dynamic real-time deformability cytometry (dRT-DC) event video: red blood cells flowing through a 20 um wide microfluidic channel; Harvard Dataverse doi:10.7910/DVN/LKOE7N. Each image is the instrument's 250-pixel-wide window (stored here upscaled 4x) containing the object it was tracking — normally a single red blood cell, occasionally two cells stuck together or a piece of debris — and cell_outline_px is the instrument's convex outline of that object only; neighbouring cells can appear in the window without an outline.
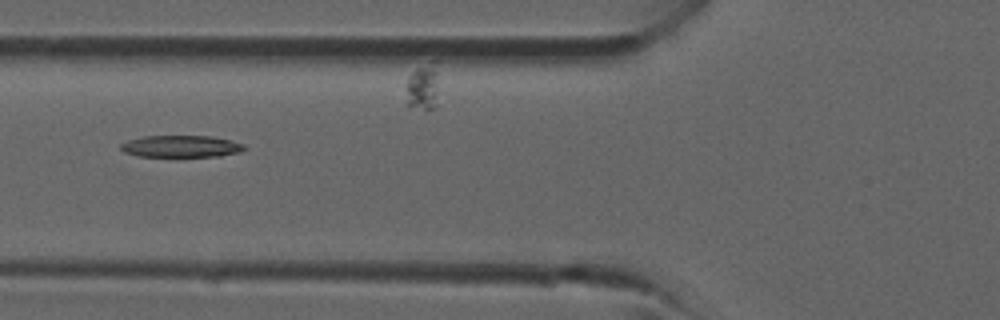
{"species": "common noctule bat (a hibernating species)", "species_latin": "Nyctalus noctula", "temperature_condition": "room temperature", "stored_images_in_passage": 14, "camera_frame_rate_fps": 3000, "um_per_image_px": 0.085, "animal": {"sex": "male", "forearm_length_mm": 52.5}, "frame": {"image": 1, "passage_image": 2, "time_ms": 0.333, "image_size_px": [1000, 320], "cell_outline_px": [[248, 148], [240, 152], [220, 156], [136, 156], [124, 152], [120, 148], [120, 144], [128, 140], [144, 136], [212, 136], [232, 140], [244, 144]], "centroid_in_image_um": [15.42, 12.43], "position_along_channel_um": 110.4, "area_um2": 15.84}}
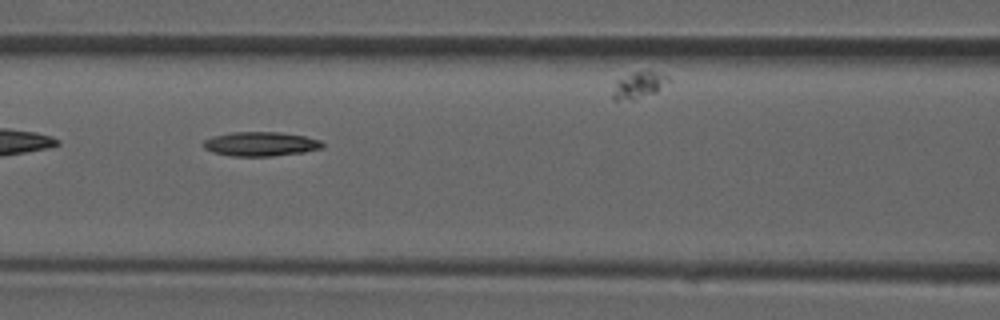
{"frame": {"image": 2, "passage_image": 4, "time_ms": 1.0, "image_size_px": [1000, 320], "cell_outline_px": [[324, 148], [304, 152], [272, 156], [232, 156], [212, 152], [204, 148], [200, 144], [204, 140], [212, 136], [232, 132], [280, 132], [304, 136], [320, 140], [324, 144]], "centroid_in_image_um": [22.13, 12.24], "position_along_channel_um": 144.5, "area_um2": 16.99}}
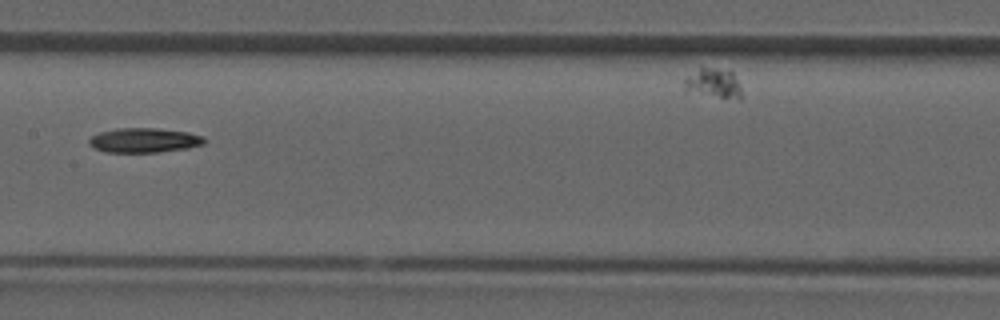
{"frame": {"image": 3, "passage_image": 7, "time_ms": 2.0, "image_size_px": [1000, 320], "cell_outline_px": [[204, 144], [188, 148], [156, 152], [104, 152], [92, 148], [88, 144], [88, 140], [92, 136], [100, 132], [116, 128], [156, 128], [188, 132], [204, 136]], "centroid_in_image_um": [12.22, 11.92], "position_along_channel_um": 195.2, "area_um2": 16.59}}